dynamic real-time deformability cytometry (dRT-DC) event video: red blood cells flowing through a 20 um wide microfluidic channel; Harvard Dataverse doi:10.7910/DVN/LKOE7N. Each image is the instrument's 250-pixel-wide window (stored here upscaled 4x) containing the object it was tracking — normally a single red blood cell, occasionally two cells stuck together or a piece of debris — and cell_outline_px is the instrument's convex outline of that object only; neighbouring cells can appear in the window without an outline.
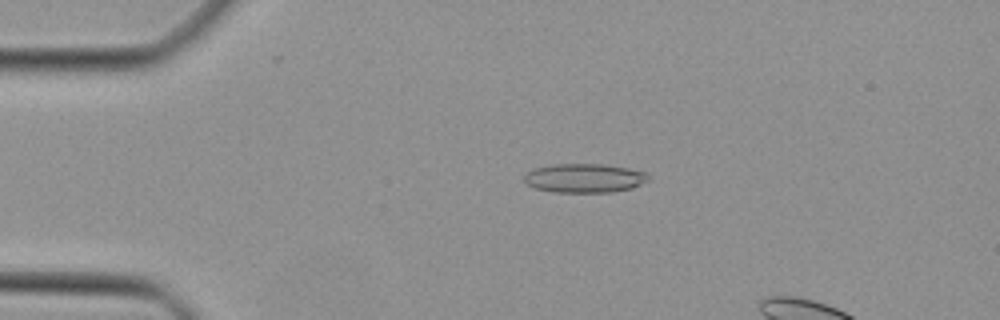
{"species": "Egyptian fruit bat (a non-hibernating species)", "species_latin": "Rousettus aegyptiacus", "temperature_condition": "cold", "stored_images_in_passage": 10, "camera_frame_rate_fps": 3000, "um_per_image_px": 0.085, "animal": {"sex": "female"}, "frame": {"image": 1, "passage_image": 5, "time_ms": 1.333, "image_size_px": [1000, 320], "cell_outline_px": [[648, 180], [632, 188], [612, 192], [552, 192], [536, 188], [528, 184], [524, 180], [524, 176], [532, 168], [552, 164], [604, 164], [628, 168], [648, 172]], "centroid_in_image_um": [49.68, 15.13], "position_along_channel_um": 35.3, "area_um2": 21.04}}